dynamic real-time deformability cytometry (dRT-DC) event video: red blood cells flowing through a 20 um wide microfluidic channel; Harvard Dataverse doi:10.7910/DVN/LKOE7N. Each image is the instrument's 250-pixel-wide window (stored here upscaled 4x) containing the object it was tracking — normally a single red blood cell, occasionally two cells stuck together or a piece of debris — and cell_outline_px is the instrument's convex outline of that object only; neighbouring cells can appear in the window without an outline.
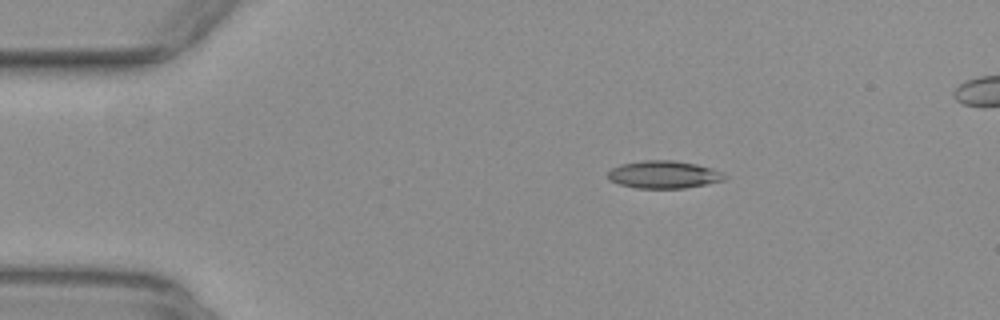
{"species": "common noctule bat (a hibernating species)", "species_latin": "Nyctalus noctula", "temperature_condition": "warm", "stored_images_in_passage": 45, "camera_frame_rate_fps": 3000, "um_per_image_px": 0.085, "animal": {"sex": "female", "body_mass_g": 29.2, "forearm_length_mm": 56.3}, "frame": {"image": 1, "passage_image": 1, "time_ms": 0.0, "image_size_px": [1000, 320], "cell_outline_px": [[728, 176], [724, 180], [684, 188], [636, 188], [620, 184], [608, 180], [608, 172], [612, 168], [620, 164], [644, 160], [672, 160], [696, 164], [712, 168], [724, 172]], "centroid_in_image_um": [56.42, 14.83], "position_along_channel_um": 28.6, "area_um2": 18.79}}
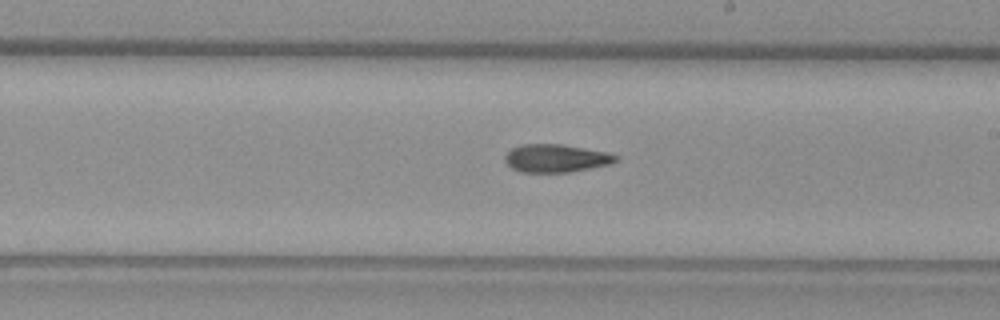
{"frame": {"image": 2, "passage_image": 22, "time_ms": 7.0, "image_size_px": [1000, 320], "cell_outline_px": [[620, 160], [612, 164], [568, 172], [520, 172], [512, 168], [504, 160], [504, 156], [512, 148], [520, 144], [560, 144], [608, 152], [620, 156]], "centroid_in_image_um": [47.29, 13.45], "position_along_channel_um": 241.7, "area_um2": 18.21}}
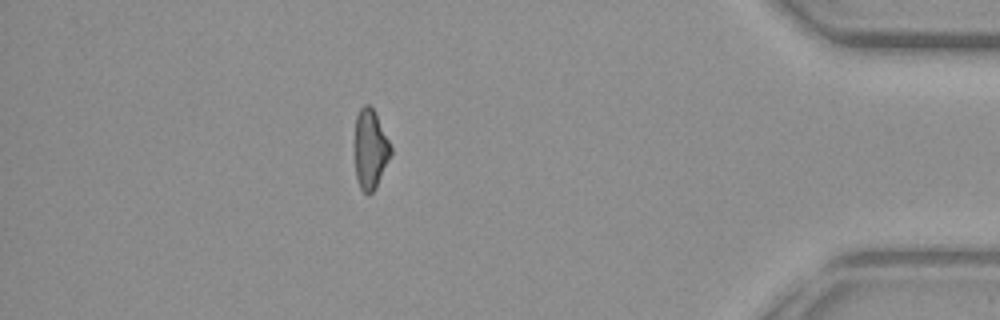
{"frame": {"image": 3, "passage_image": 38, "time_ms": 12.333, "image_size_px": [1000, 320], "cell_outline_px": [[392, 152], [376, 188], [368, 196], [360, 188], [356, 176], [356, 116], [360, 108], [364, 104], [368, 104], [376, 112], [392, 148]], "centroid_in_image_um": [31.5, 12.68], "position_along_channel_um": 403.7, "area_um2": 16.53}, "authors_computed_cell_mechanics": {"area_um2": 18.3804, "velocity_mm_per_s": 3.9237, "shape_relaxation_time_tau1_ms": null, "shape_relaxation_time_tau2_ms": 8.0013, "deformation_change_tau1": null, "deformation_change_tau2": 0.1975}}